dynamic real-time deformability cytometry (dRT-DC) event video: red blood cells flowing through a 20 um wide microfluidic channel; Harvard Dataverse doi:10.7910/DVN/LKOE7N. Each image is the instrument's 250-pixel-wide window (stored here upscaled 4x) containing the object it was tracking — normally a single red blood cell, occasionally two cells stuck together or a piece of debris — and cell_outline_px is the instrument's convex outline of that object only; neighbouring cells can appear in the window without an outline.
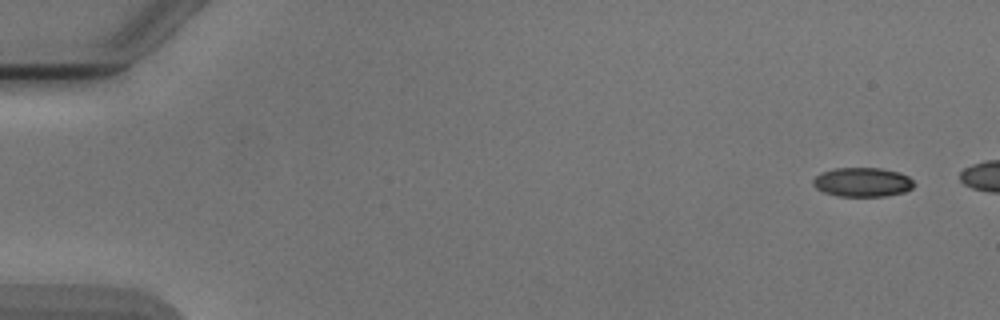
{"species": "Egyptian fruit bat (a non-hibernating species)", "species_latin": "Rousettus aegyptiacus", "temperature_condition": "cold", "stored_images_in_passage": 6, "camera_frame_rate_fps": 3000, "um_per_image_px": 0.085, "animal": {"sex": "male"}, "frame": {"image": 1, "passage_image": 1, "time_ms": 0.0, "image_size_px": [1000, 320], "cell_outline_px": [[916, 184], [912, 188], [904, 192], [884, 196], [836, 196], [824, 192], [816, 188], [812, 184], [812, 180], [820, 172], [832, 168], [880, 168], [900, 172], [908, 176]], "centroid_in_image_um": [73.29, 15.47], "position_along_channel_um": 11.7, "area_um2": 17.34}}
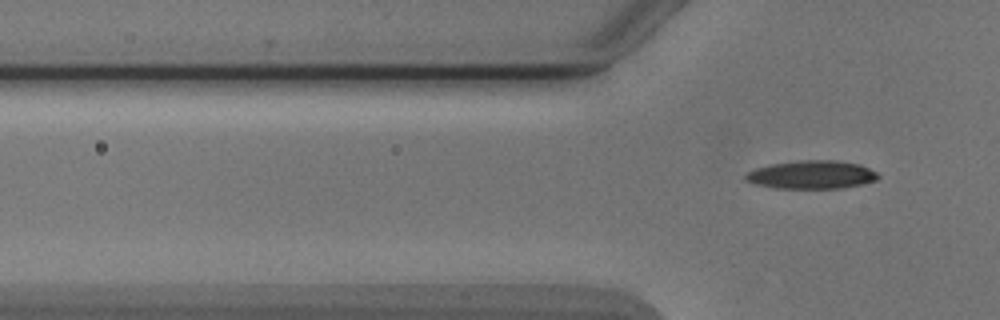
{"frame": {"image": 2, "passage_image": 6, "time_ms": 6.667, "image_size_px": [1000, 320], "cell_outline_px": [[880, 176], [876, 180], [860, 184], [840, 188], [776, 188], [756, 184], [744, 180], [744, 176], [748, 172], [756, 168], [772, 164], [796, 160], [836, 160], [860, 164], [876, 172]], "centroid_in_image_um": [68.98, 14.84], "position_along_channel_um": 56.8, "area_um2": 21.73}}